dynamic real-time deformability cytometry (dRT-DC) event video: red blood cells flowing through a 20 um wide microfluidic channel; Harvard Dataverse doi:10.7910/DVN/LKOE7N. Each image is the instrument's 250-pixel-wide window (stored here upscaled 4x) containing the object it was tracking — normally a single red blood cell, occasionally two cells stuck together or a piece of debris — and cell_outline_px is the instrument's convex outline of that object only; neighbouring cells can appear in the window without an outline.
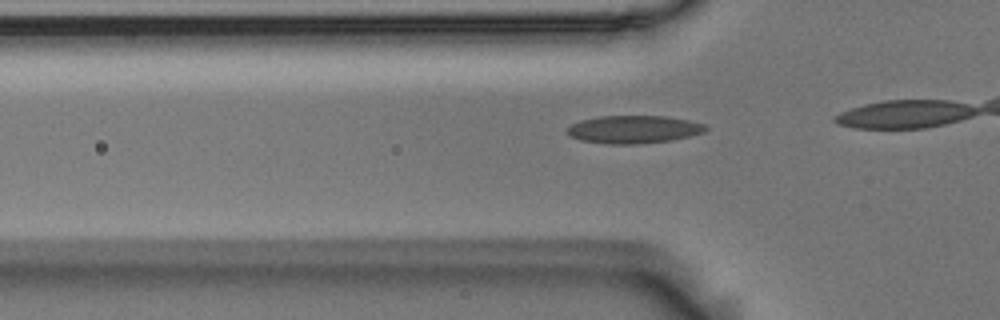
{"species": "Egyptian fruit bat (a non-hibernating species)", "species_latin": "Rousettus aegyptiacus", "temperature_condition": "room temperature", "stored_images_in_passage": 37, "camera_frame_rate_fps": 3000, "um_per_image_px": 0.085, "animal": {"sex": "male"}, "frame": {"image": 1, "passage_image": 12, "time_ms": 3.667, "image_size_px": [1000, 320], "cell_outline_px": [[708, 128], [704, 132], [672, 140], [640, 144], [608, 144], [580, 140], [568, 136], [568, 128], [572, 124], [580, 120], [600, 116], [664, 116], [688, 120], [704, 124]], "centroid_in_image_um": [53.85, 11.0], "position_along_channel_um": 72.0, "area_um2": 22.43}}
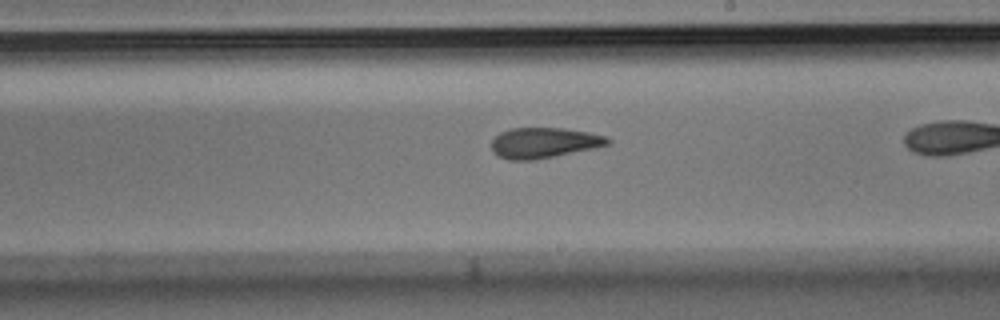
{"frame": {"image": 2, "passage_image": 26, "time_ms": 8.333, "image_size_px": [1000, 320], "cell_outline_px": [[612, 140], [608, 144], [596, 148], [536, 160], [508, 160], [496, 156], [492, 152], [492, 140], [500, 132], [512, 128], [564, 128], [588, 132], [608, 136]], "centroid_in_image_um": [46.24, 12.15], "position_along_channel_um": 242.8, "area_um2": 20.92}}
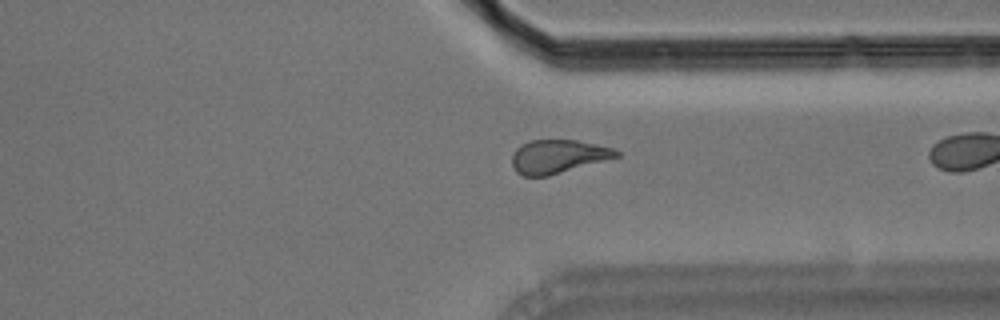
{"frame": {"image": 3, "passage_image": 36, "time_ms": 11.667, "image_size_px": [1000, 320], "cell_outline_px": [[620, 156], [548, 176], [524, 176], [516, 172], [512, 164], [512, 156], [516, 148], [520, 144], [528, 140], [576, 140], [616, 148], [620, 152]], "centroid_in_image_um": [47.43, 13.29], "position_along_channel_um": 364.0, "area_um2": 20.46}}